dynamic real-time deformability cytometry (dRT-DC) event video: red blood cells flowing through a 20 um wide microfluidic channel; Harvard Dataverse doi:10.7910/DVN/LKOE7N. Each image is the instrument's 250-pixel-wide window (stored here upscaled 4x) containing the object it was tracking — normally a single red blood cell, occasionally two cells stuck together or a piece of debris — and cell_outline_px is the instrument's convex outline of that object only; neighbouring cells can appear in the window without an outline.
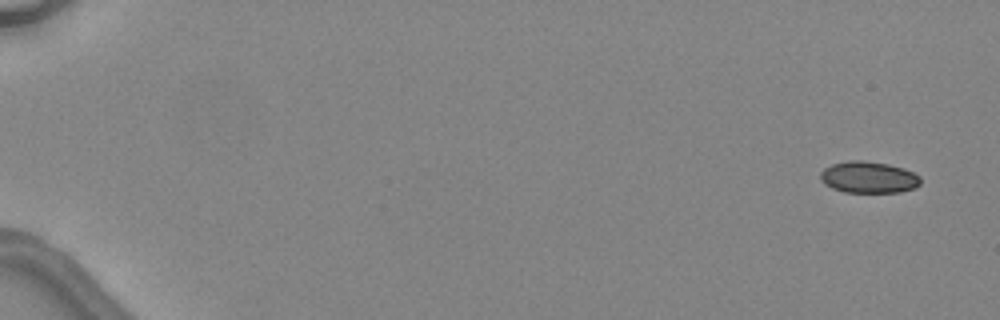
{"species": "common noctule bat (a hibernating species)", "species_latin": "Nyctalus noctula", "temperature_condition": "warm", "stored_images_in_passage": 5, "camera_frame_rate_fps": 3000, "um_per_image_px": 0.085, "animal": {"sex": "female", "body_mass_g": 24.6, "forearm_length_mm": 56.2}, "frame": {"image": 1, "passage_image": 1, "time_ms": 0.0, "image_size_px": [1000, 320], "cell_outline_px": [[920, 184], [916, 188], [900, 192], [844, 192], [832, 188], [824, 184], [820, 180], [820, 172], [824, 168], [832, 164], [848, 160], [860, 160], [888, 164], [904, 168], [920, 176]], "centroid_in_image_um": [73.82, 15.07], "position_along_channel_um": 11.2, "area_um2": 18.55}}
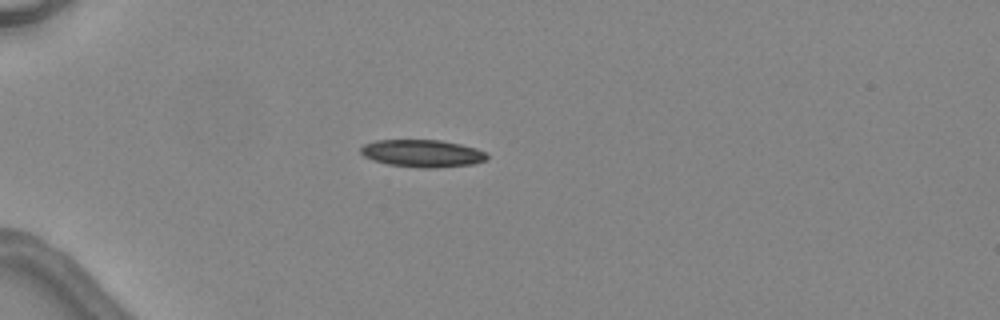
{"frame": {"image": 2, "passage_image": 4, "time_ms": 4.333, "image_size_px": [1000, 320], "cell_outline_px": [[488, 160], [472, 164], [432, 168], [424, 168], [388, 164], [372, 160], [364, 156], [360, 152], [360, 148], [364, 144], [376, 140], [440, 140], [460, 144], [476, 148], [488, 152]], "centroid_in_image_um": [35.92, 13.03], "position_along_channel_um": 49.1, "area_um2": 20.23}}